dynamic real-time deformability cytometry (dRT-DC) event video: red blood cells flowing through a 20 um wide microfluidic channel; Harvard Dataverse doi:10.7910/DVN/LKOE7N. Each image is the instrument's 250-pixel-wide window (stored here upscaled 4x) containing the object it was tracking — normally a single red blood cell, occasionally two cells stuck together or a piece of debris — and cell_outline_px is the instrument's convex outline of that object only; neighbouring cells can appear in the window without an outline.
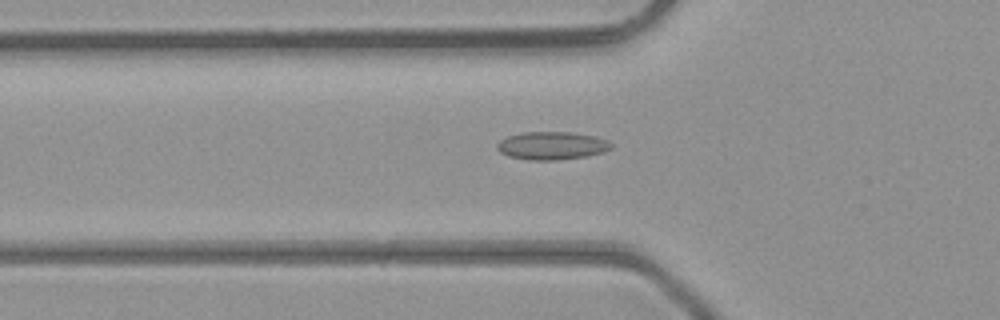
{"species": "common noctule bat (a hibernating species)", "species_latin": "Nyctalus noctula", "temperature_condition": "room temperature", "stored_images_in_passage": 47, "camera_frame_rate_fps": 3000, "um_per_image_px": 0.085, "animal": {"sex": "male", "body_mass_g": 23.1, "forearm_length_mm": 52.7}, "frame": {"image": 1, "passage_image": 17, "time_ms": 5.333, "image_size_px": [1000, 320], "cell_outline_px": [[612, 148], [604, 152], [588, 156], [556, 160], [528, 160], [508, 156], [500, 152], [496, 148], [496, 144], [500, 140], [508, 136], [524, 132], [572, 132], [596, 136], [608, 140], [612, 144]], "centroid_in_image_um": [46.92, 12.38], "position_along_channel_um": 78.9, "area_um2": 18.79}}
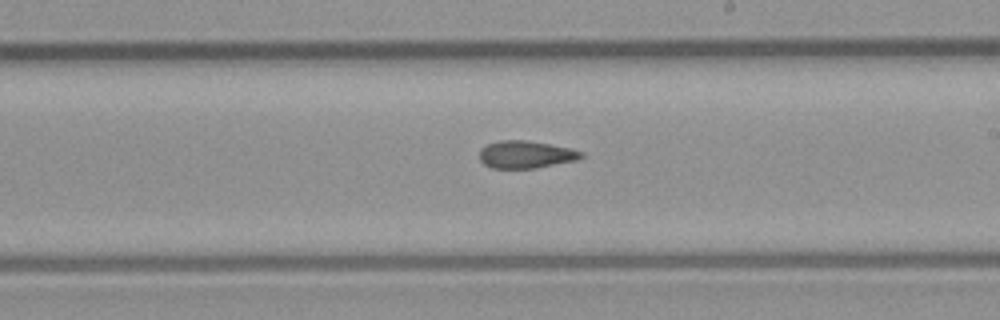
{"frame": {"image": 2, "passage_image": 28, "time_ms": 9.0, "image_size_px": [1000, 320], "cell_outline_px": [[584, 156], [576, 160], [536, 168], [492, 168], [484, 164], [480, 160], [480, 148], [488, 144], [500, 140], [524, 140], [572, 148], [584, 152]], "centroid_in_image_um": [44.7, 13.13], "position_along_channel_um": 244.3, "area_um2": 16.24}}
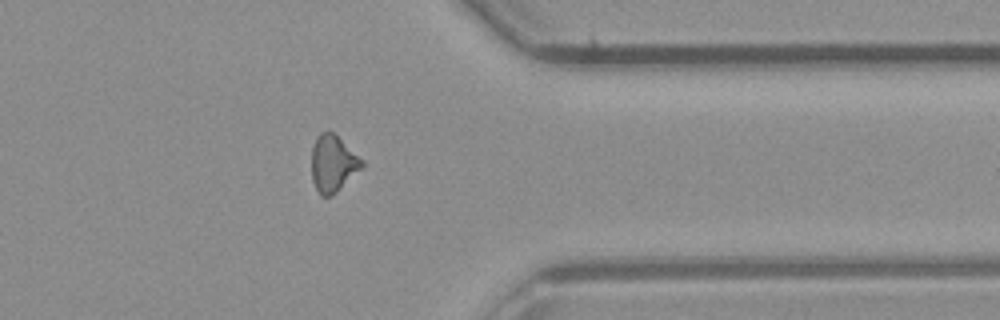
{"frame": {"image": 3, "passage_image": 38, "time_ms": 12.333, "image_size_px": [1000, 320], "cell_outline_px": [[364, 168], [332, 196], [320, 196], [312, 180], [312, 148], [316, 136], [320, 132], [328, 128], [364, 160]], "centroid_in_image_um": [28.32, 13.89], "position_along_channel_um": 383.1, "area_um2": 16.99}, "authors_computed_cell_mechanics": {"area_um2": 16.762, "velocity_mm_per_s": 4.4758, "shape_relaxation_time_tau1_ms": null, "shape_relaxation_time_tau2_ms": 3.9931, "deformation_change_tau1": null, "deformation_change_tau2": 0.1228}}